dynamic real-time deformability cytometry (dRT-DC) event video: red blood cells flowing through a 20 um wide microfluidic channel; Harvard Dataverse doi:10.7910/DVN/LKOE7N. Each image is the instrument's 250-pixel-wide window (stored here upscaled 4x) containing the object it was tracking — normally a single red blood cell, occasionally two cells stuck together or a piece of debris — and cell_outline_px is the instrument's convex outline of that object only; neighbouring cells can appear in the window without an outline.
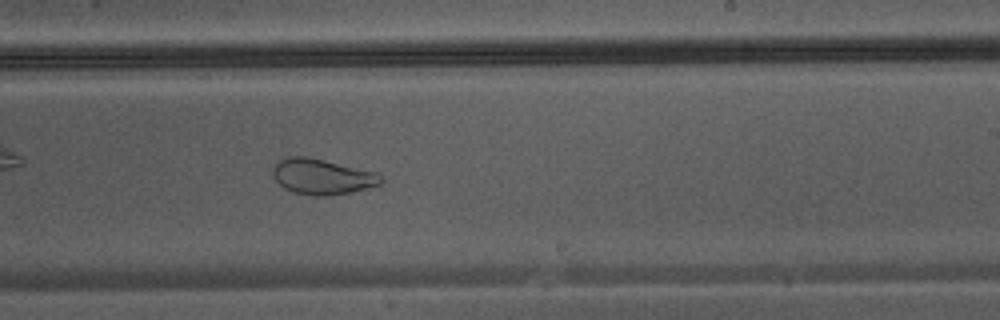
{"species": "Egyptian fruit bat (a non-hibernating species)", "species_latin": "Rousettus aegyptiacus", "temperature_condition": "warm", "stored_images_in_passage": 32, "camera_frame_rate_fps": 3000, "um_per_image_px": 0.085, "animal": {"sex": "male"}, "frame": {"image": 1, "passage_image": 19, "time_ms": 6.0, "image_size_px": [1000, 320], "cell_outline_px": [[384, 180], [380, 184], [352, 192], [328, 196], [312, 196], [296, 192], [284, 188], [272, 176], [272, 168], [280, 160], [288, 156], [304, 156], [376, 172], [384, 176]], "centroid_in_image_um": [27.39, 15.02], "position_along_channel_um": 261.6, "area_um2": 22.25}}